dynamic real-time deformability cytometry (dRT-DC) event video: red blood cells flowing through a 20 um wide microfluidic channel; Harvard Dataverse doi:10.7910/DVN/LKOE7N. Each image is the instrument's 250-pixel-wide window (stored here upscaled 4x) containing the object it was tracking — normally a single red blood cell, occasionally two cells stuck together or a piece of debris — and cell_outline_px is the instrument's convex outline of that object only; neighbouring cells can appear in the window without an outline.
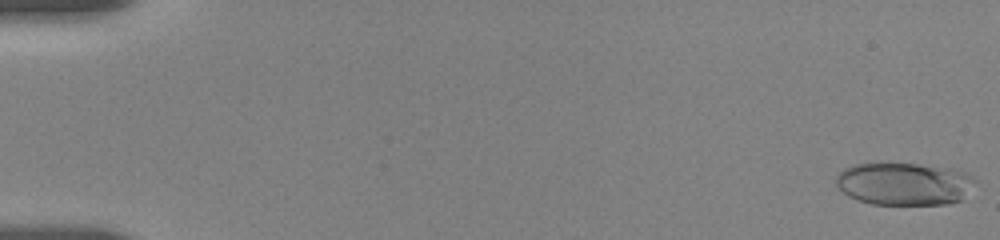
{"species": "human", "species_latin": "Homo sapiens", "temperature_condition": "room temperature", "stored_images_in_passage": 41, "camera_frame_rate_fps": 3000, "um_per_image_px": 0.085, "donor": {"sex": "female"}, "frame": {"image": 1, "passage_image": 1, "time_ms": 0.0, "image_size_px": [1000, 240], "cell_outline_px": [[976, 180], [960, 200], [948, 204], [872, 204], [856, 200], [848, 196], [836, 184], [836, 176], [844, 168], [856, 164], [916, 164], [952, 168], [964, 172], [972, 176]], "centroid_in_image_um": [76.83, 15.63], "position_along_channel_um": 8.2, "area_um2": 34.22}}
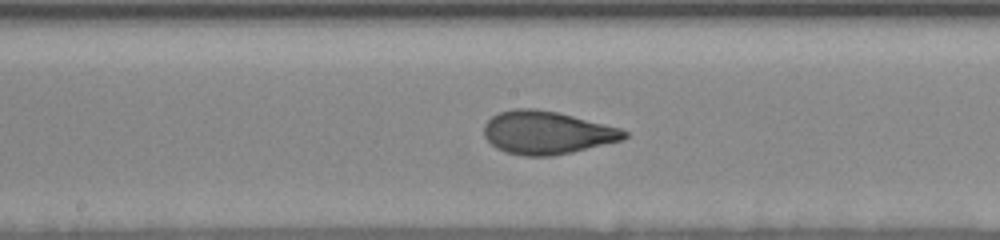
{"frame": {"image": 2, "passage_image": 25, "time_ms": 9.667, "image_size_px": [1000, 240], "cell_outline_px": [[628, 136], [624, 140], [572, 152], [548, 156], [524, 156], [508, 152], [496, 148], [484, 136], [484, 124], [496, 112], [512, 108], [536, 108], [556, 112], [620, 128], [628, 132]], "centroid_in_image_um": [46.47, 11.26], "position_along_channel_um": 201.7, "area_um2": 35.14}}
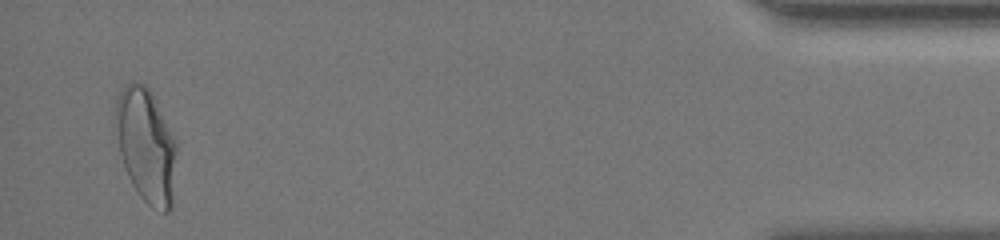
{"frame": {"image": 3, "passage_image": 40, "time_ms": 17.667, "image_size_px": [1000, 240], "cell_outline_px": [[176, 152], [172, 208], [168, 212], [164, 212], [152, 208], [140, 196], [132, 184], [128, 176], [120, 152], [116, 120], [116, 100], [120, 92], [132, 80], [144, 84], [152, 92], [176, 140]], "centroid_in_image_um": [12.45, 12.37], "position_along_channel_um": 422.8, "area_um2": 40.17}, "authors_computed_cell_mechanics": {"area_um2": 34.4488, "velocity_mm_per_s": 3.6432, "shape_relaxation_time_tau1_ms": 5.7446, "shape_relaxation_time_tau2_ms": 0.8596, "deformation_change_tau1": 0.2208, "deformation_change_tau2": 0.0609}}